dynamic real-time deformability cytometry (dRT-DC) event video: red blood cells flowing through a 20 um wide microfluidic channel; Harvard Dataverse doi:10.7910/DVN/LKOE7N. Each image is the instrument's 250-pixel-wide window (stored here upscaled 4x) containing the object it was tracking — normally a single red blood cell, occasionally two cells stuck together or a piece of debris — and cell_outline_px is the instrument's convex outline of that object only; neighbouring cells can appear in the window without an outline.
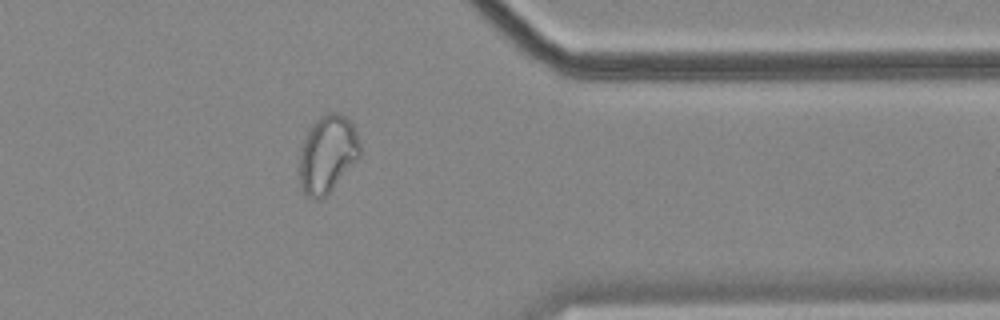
{"species": "common noctule bat (a hibernating species)", "species_latin": "Nyctalus noctula", "temperature_condition": "cold", "stored_images_in_passage": 53, "camera_frame_rate_fps": 3000, "um_per_image_px": 0.085, "animal": {"sex": "female", "body_mass_g": 18.4}, "frame": {"image": 1, "passage_image": 46, "time_ms": 15.0, "image_size_px": [1000, 320], "cell_outline_px": [[360, 156], [332, 188], [324, 196], [304, 196], [300, 188], [296, 168], [300, 148], [308, 128], [320, 116], [328, 112], [336, 112], [344, 116], [352, 124], [356, 132], [360, 144]], "centroid_in_image_um": [27.76, 13.08], "position_along_channel_um": 383.6, "area_um2": 27.51}, "authors_computed_cell_mechanics": {"area_um2": 27.5128, "velocity_mm_per_s": 3.5841, "shape_relaxation_time_tau1_ms": null, "shape_relaxation_time_tau2_ms": 1.4561, "deformation_change_tau1": null, "deformation_change_tau2": 0.0565}}